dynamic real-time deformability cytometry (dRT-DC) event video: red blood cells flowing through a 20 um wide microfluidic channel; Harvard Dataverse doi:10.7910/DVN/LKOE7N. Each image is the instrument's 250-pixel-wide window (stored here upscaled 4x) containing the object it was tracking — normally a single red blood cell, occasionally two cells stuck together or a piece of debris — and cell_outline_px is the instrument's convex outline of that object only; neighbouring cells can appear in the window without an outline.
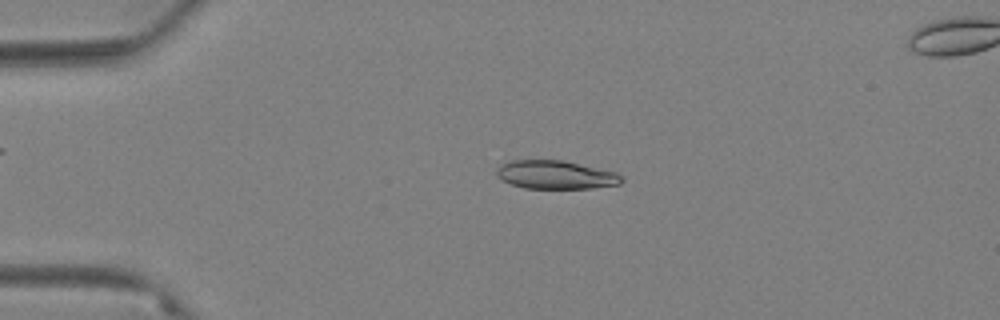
{"species": "Egyptian fruit bat (a non-hibernating species)", "species_latin": "Rousettus aegyptiacus", "temperature_condition": "warm", "stored_images_in_passage": 61, "camera_frame_rate_fps": 3000, "um_per_image_px": 0.085, "animal": {"sex": "female"}, "frame": {"image": 1, "passage_image": 14, "time_ms": 4.333, "image_size_px": [1000, 320], "cell_outline_px": [[624, 180], [620, 184], [592, 188], [524, 188], [500, 180], [496, 176], [496, 168], [500, 164], [508, 160], [560, 160], [616, 172], [624, 176]], "centroid_in_image_um": [47.19, 14.85], "position_along_channel_um": 37.8, "area_um2": 20.81}}
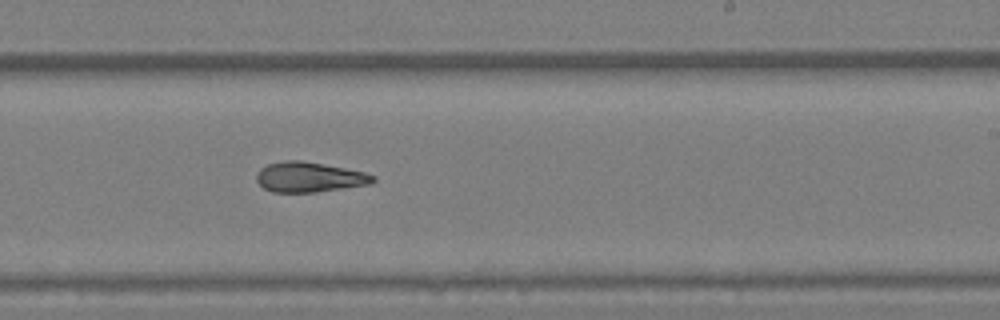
{"frame": {"image": 2, "passage_image": 38, "time_ms": 12.333, "image_size_px": [1000, 320], "cell_outline_px": [[376, 180], [372, 184], [316, 192], [272, 192], [264, 188], [256, 180], [256, 176], [260, 168], [268, 164], [288, 160], [300, 160], [344, 168], [364, 172], [376, 176]], "centroid_in_image_um": [26.3, 15.06], "position_along_channel_um": 262.7, "area_um2": 20.35}}
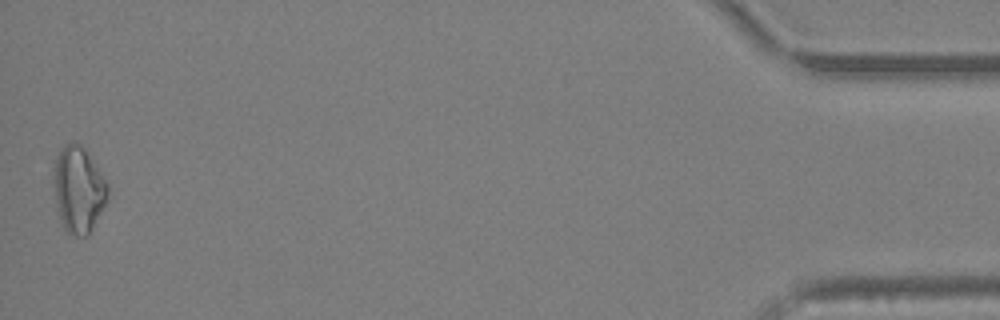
{"frame": {"image": 3, "passage_image": 61, "time_ms": 20.0, "image_size_px": [1000, 320], "cell_outline_px": [[108, 200], [88, 236], [76, 236], [68, 232], [64, 228], [60, 220], [56, 208], [56, 156], [64, 144], [72, 140], [76, 140], [84, 148], [108, 184]], "centroid_in_image_um": [6.7, 16.12], "position_along_channel_um": 428.5, "area_um2": 26.76}, "authors_computed_cell_mechanics": {"area_um2": 21.5594, "velocity_mm_per_s": 3.3325, "shape_relaxation_time_tau1_ms": null, "shape_relaxation_time_tau2_ms": 6.9956, "deformation_change_tau1": null, "deformation_change_tau2": 0.139}}